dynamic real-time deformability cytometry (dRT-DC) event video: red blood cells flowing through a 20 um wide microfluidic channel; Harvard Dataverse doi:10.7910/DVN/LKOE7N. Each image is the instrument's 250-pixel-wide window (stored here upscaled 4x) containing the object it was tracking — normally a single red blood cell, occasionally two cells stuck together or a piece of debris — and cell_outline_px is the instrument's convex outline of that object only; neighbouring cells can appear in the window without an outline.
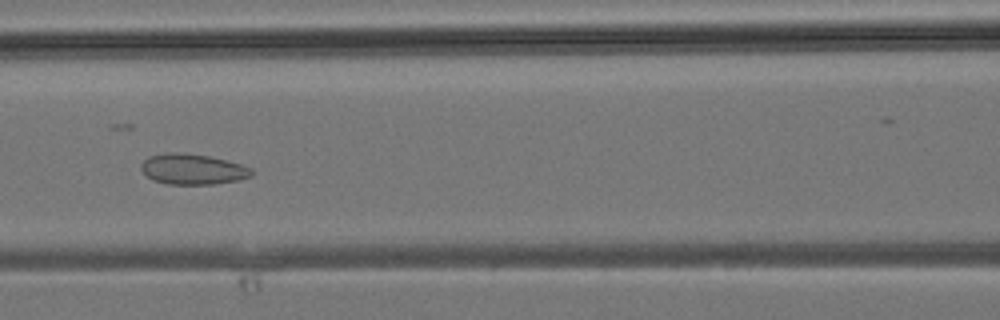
{"species": "common noctule bat (a hibernating species)", "species_latin": "Nyctalus noctula", "temperature_condition": "room temperature", "stored_images_in_passage": 29, "camera_frame_rate_fps": 3000, "um_per_image_px": 0.085, "animal": {"sex": "male", "body_mass_g": 19.2, "forearm_length_mm": 51.8}, "frame": {"image": 1, "passage_image": 7, "time_ms": 2.0, "image_size_px": [1000, 320], "cell_outline_px": [[256, 172], [252, 176], [236, 180], [212, 184], [168, 184], [152, 180], [140, 168], [140, 164], [148, 156], [168, 152], [180, 152], [208, 156], [228, 160], [252, 168]], "centroid_in_image_um": [16.38, 14.37], "position_along_channel_um": 150.2, "area_um2": 19.77}}
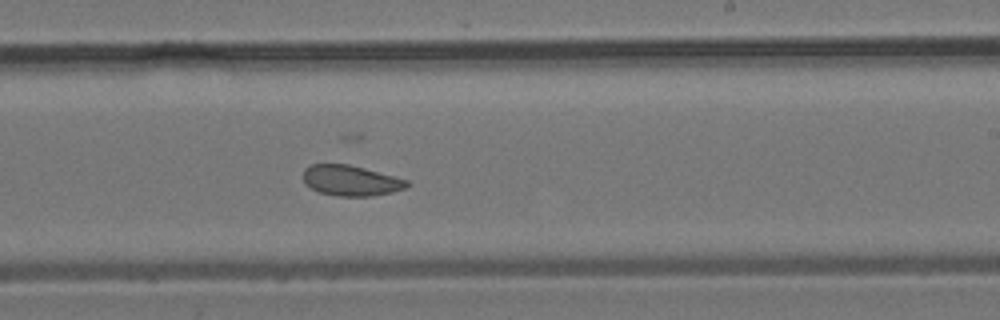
{"frame": {"image": 2, "passage_image": 13, "time_ms": 4.0, "image_size_px": [1000, 320], "cell_outline_px": [[412, 184], [404, 188], [392, 192], [372, 196], [336, 196], [320, 192], [304, 184], [304, 168], [312, 164], [348, 164], [364, 168], [408, 180]], "centroid_in_image_um": [29.82, 15.35], "position_along_channel_um": 259.2, "area_um2": 18.38}}
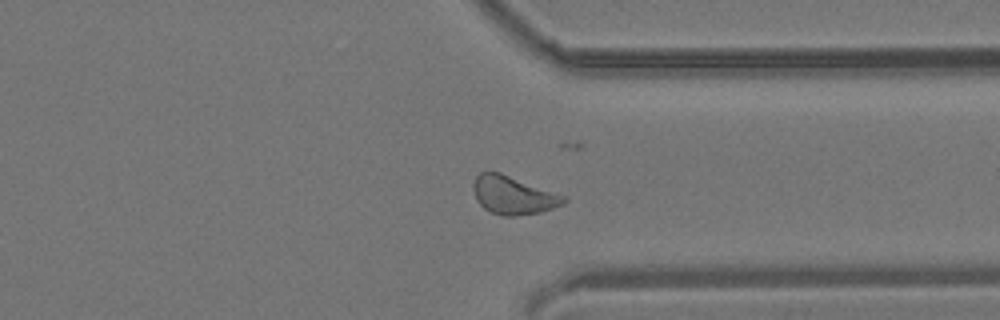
{"frame": {"image": 3, "passage_image": 19, "time_ms": 6.0, "image_size_px": [1000, 320], "cell_outline_px": [[568, 200], [564, 204], [540, 212], [512, 216], [504, 216], [492, 212], [484, 208], [476, 200], [472, 188], [472, 184], [476, 176], [480, 172], [500, 172], [568, 196]], "centroid_in_image_um": [43.64, 16.58], "position_along_channel_um": 367.8, "area_um2": 20.29}}